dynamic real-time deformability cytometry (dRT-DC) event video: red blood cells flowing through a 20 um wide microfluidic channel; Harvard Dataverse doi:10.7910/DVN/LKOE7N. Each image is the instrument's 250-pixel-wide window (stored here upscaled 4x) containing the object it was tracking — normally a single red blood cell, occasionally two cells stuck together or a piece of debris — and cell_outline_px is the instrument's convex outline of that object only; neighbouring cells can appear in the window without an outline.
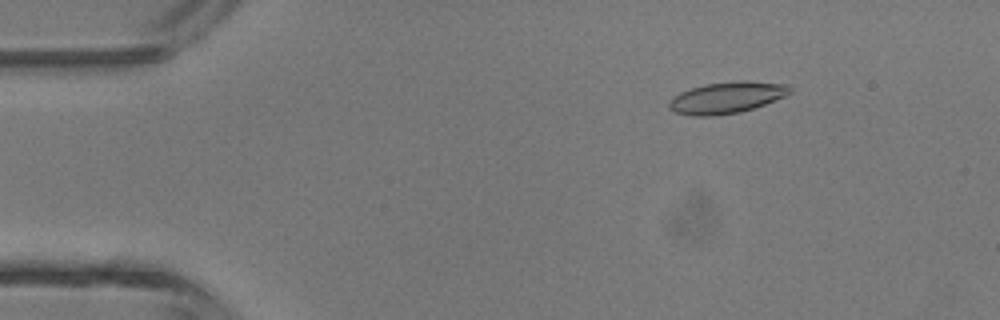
{"species": "common noctule bat (a hibernating species)", "species_latin": "Nyctalus noctula", "temperature_condition": "room temperature", "stored_images_in_passage": 4, "camera_frame_rate_fps": 3000, "um_per_image_px": 0.085, "animal": {"sex": "male", "body_mass_g": 13.3}, "frame": {"image": 1, "passage_image": 2, "time_ms": 1.0, "image_size_px": [1000, 320], "cell_outline_px": [[792, 92], [784, 96], [764, 104], [740, 112], [716, 116], [692, 116], [676, 112], [668, 108], [668, 104], [672, 96], [680, 92], [704, 84], [736, 80], [744, 80], [788, 84], [792, 88]], "centroid_in_image_um": [61.76, 8.28], "position_along_channel_um": 23.2, "area_um2": 22.31}}
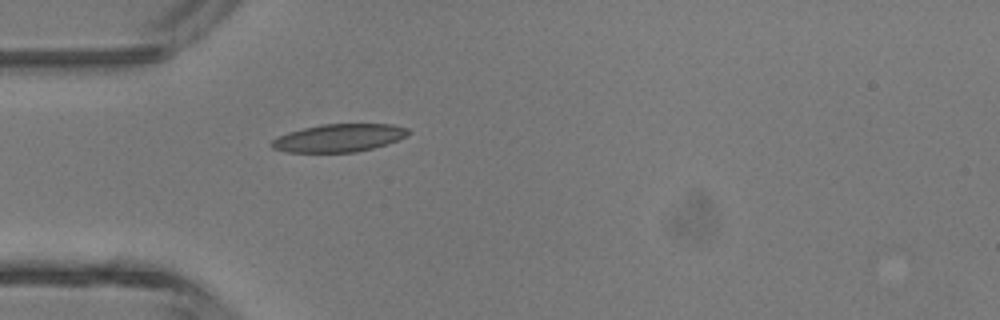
{"frame": {"image": 2, "passage_image": 4, "time_ms": 3.333, "image_size_px": [1000, 320], "cell_outline_px": [[412, 132], [388, 144], [356, 152], [284, 152], [272, 148], [268, 144], [276, 136], [288, 132], [320, 124], [392, 124], [408, 128]], "centroid_in_image_um": [28.76, 11.72], "position_along_channel_um": 56.2, "area_um2": 22.31}}